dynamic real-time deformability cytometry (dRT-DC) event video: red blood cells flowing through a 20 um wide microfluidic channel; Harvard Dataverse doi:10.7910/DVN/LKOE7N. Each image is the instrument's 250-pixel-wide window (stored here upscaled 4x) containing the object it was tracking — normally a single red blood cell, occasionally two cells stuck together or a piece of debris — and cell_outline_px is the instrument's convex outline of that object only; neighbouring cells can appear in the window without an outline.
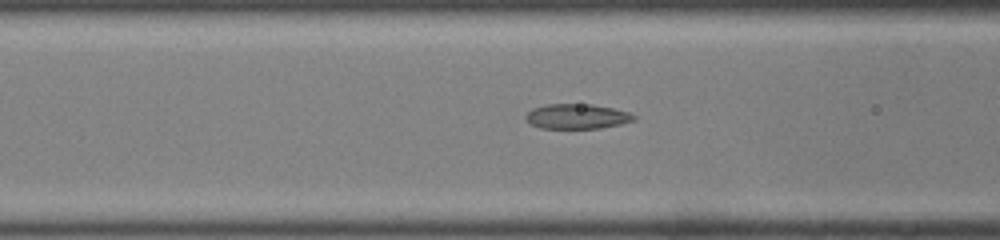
{"species": "common noctule bat (a hibernating species)", "species_latin": "Nyctalus noctula", "temperature_condition": "room temperature", "stored_images_in_passage": 39, "camera_frame_rate_fps": 3000, "um_per_image_px": 0.085, "animal": {"sex": "male", "body_mass_g": 19.0, "forearm_length_mm": 50.8}, "frame": {"image": 1, "passage_image": 19, "time_ms": 6.0, "image_size_px": [1000, 240], "cell_outline_px": [[636, 120], [620, 124], [600, 128], [540, 128], [532, 124], [524, 116], [532, 108], [544, 104], [592, 104], [612, 108], [628, 112], [636, 116]], "centroid_in_image_um": [49.04, 9.89], "position_along_channel_um": 117.6, "area_um2": 15.66}}
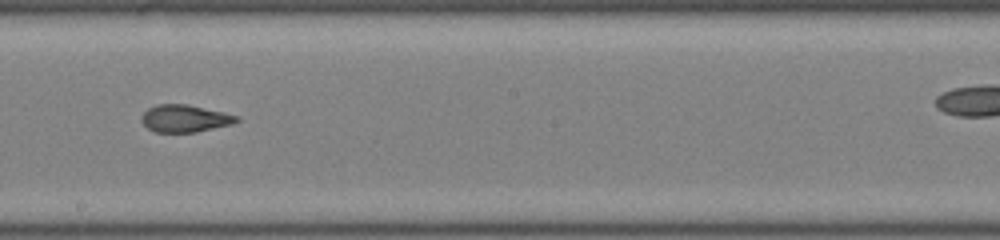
{"frame": {"image": 2, "passage_image": 27, "time_ms": 8.667, "image_size_px": [1000, 240], "cell_outline_px": [[240, 120], [232, 124], [196, 132], [156, 132], [148, 128], [140, 120], [140, 116], [148, 108], [156, 104], [188, 104], [224, 112], [240, 116]], "centroid_in_image_um": [15.72, 10.06], "position_along_channel_um": 232.5, "area_um2": 15.26}}
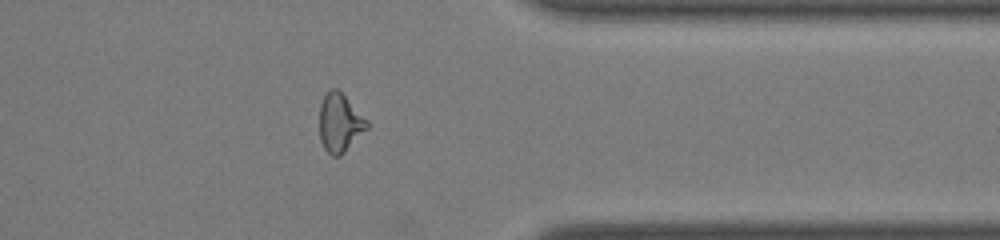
{"frame": {"image": 3, "passage_image": 38, "time_ms": 12.333, "image_size_px": [1000, 240], "cell_outline_px": [[368, 128], [340, 156], [332, 156], [324, 148], [320, 140], [320, 104], [324, 96], [332, 88], [336, 88], [368, 120]], "centroid_in_image_um": [28.88, 10.46], "position_along_channel_um": 382.5, "area_um2": 15.9}}